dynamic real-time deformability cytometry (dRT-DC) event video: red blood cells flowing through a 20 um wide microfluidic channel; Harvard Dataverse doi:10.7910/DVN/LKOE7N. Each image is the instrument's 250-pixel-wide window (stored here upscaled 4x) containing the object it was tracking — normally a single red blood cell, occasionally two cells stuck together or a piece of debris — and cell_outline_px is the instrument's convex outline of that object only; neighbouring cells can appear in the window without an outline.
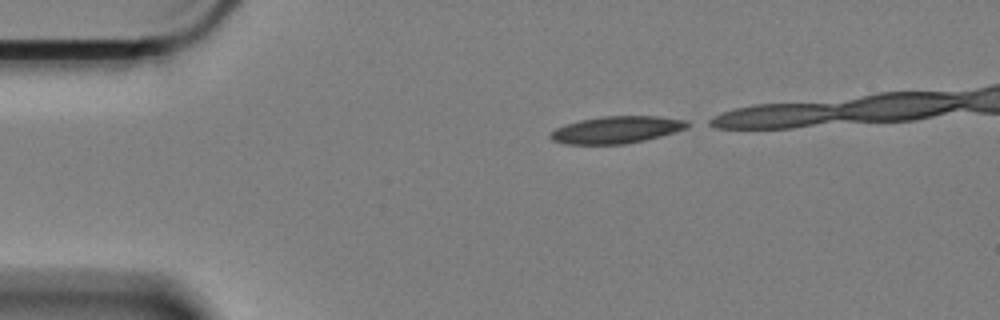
{"species": "Egyptian fruit bat (a non-hibernating species)", "species_latin": "Rousettus aegyptiacus", "temperature_condition": "cold", "stored_images_in_passage": 19, "camera_frame_rate_fps": 3000, "um_per_image_px": 0.085, "animal": {"sex": "female"}, "frame": {"image": 1, "passage_image": 1, "time_ms": 0.0, "image_size_px": [1000, 320], "cell_outline_px": [[692, 124], [676, 132], [644, 140], [624, 144], [564, 144], [552, 140], [548, 136], [556, 128], [580, 120], [604, 116], [656, 116], [688, 120]], "centroid_in_image_um": [52.42, 11.03], "position_along_channel_um": 32.6, "area_um2": 21.5}}
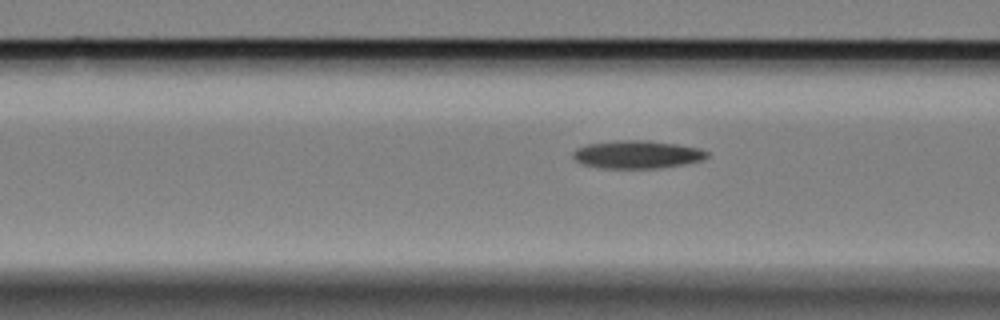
{"frame": {"image": 2, "passage_image": 12, "time_ms": 3.667, "image_size_px": [1000, 320], "cell_outline_px": [[708, 156], [700, 160], [684, 164], [656, 168], [600, 168], [584, 164], [576, 160], [572, 156], [572, 152], [576, 148], [588, 144], [624, 140], [644, 140], [676, 144], [700, 148], [708, 152]], "centroid_in_image_um": [54.14, 13.13], "position_along_channel_um": 112.5, "area_um2": 21.56}}
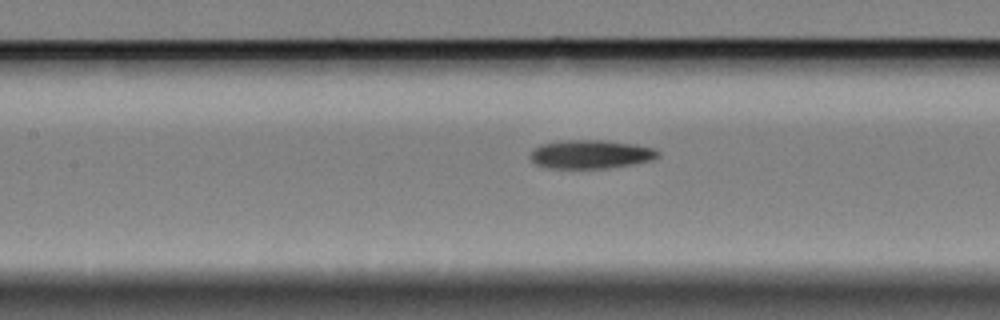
{"frame": {"image": 3, "passage_image": 16, "time_ms": 5.0, "image_size_px": [1000, 320], "cell_outline_px": [[660, 156], [652, 160], [632, 164], [608, 168], [548, 168], [536, 164], [528, 156], [532, 148], [540, 144], [564, 140], [604, 140], [636, 144], [652, 148], [660, 152]], "centroid_in_image_um": [50.18, 13.1], "position_along_channel_um": 157.2, "area_um2": 21.5}}